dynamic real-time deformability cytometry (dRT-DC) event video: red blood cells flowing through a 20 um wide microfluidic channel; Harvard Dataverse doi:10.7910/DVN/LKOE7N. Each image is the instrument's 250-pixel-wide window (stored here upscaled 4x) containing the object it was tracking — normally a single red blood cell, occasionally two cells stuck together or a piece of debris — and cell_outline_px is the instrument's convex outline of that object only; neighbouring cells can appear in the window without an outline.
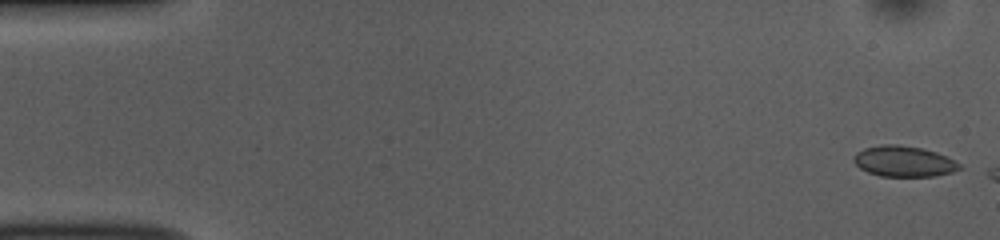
{"species": "common noctule bat (a hibernating species)", "species_latin": "Nyctalus noctula", "temperature_condition": "room temperature", "stored_images_in_passage": 10, "camera_frame_rate_fps": 3000, "um_per_image_px": 0.085, "animal": {"sex": "female", "body_mass_g": 10.0, "forearm_length_mm": 53.1}, "frame": {"image": 1, "passage_image": 1, "time_ms": 0.0, "image_size_px": [1000, 240], "cell_outline_px": [[964, 168], [952, 172], [936, 176], [880, 176], [868, 172], [860, 168], [852, 160], [852, 156], [856, 152], [864, 148], [880, 144], [896, 144], [920, 148], [936, 152], [948, 156], [960, 164]], "centroid_in_image_um": [76.82, 13.71], "position_along_channel_um": 8.2, "area_um2": 19.13}}